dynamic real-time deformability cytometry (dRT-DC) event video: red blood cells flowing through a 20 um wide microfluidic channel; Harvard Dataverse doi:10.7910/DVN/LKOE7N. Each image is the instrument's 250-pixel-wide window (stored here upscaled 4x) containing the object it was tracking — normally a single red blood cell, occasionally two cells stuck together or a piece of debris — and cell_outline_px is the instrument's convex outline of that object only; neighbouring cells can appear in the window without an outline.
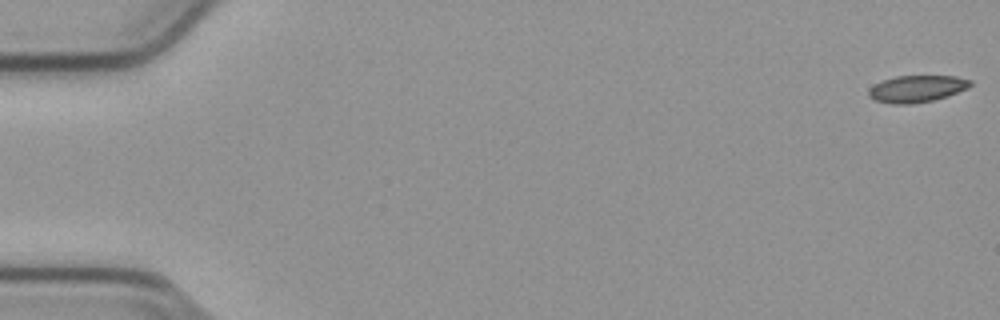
{"species": "common noctule bat (a hibernating species)", "species_latin": "Nyctalus noctula", "temperature_condition": "cold", "stored_images_in_passage": 56, "camera_frame_rate_fps": 3000, "um_per_image_px": 0.085, "animal": {"sex": "male", "body_mass_g": 23.1, "forearm_length_mm": 52.7}, "frame": {"image": 1, "passage_image": 1, "time_ms": 0.0, "image_size_px": [1000, 320], "cell_outline_px": [[972, 84], [968, 88], [948, 96], [932, 100], [912, 104], [892, 104], [876, 100], [868, 96], [868, 92], [876, 84], [884, 80], [896, 76], [956, 76], [972, 80]], "centroid_in_image_um": [77.97, 7.54], "position_along_channel_um": 7.0, "area_um2": 15.78}}
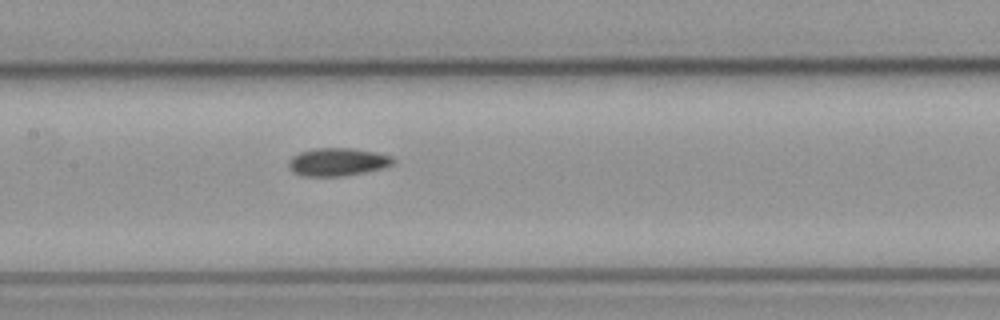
{"frame": {"image": 2, "passage_image": 27, "time_ms": 8.667, "image_size_px": [1000, 320], "cell_outline_px": [[396, 160], [392, 164], [380, 168], [364, 172], [344, 176], [304, 176], [292, 172], [288, 168], [288, 160], [292, 156], [300, 152], [312, 148], [352, 148], [376, 152], [392, 156]], "centroid_in_image_um": [28.65, 13.76], "position_along_channel_um": 178.7, "area_um2": 17.11}}
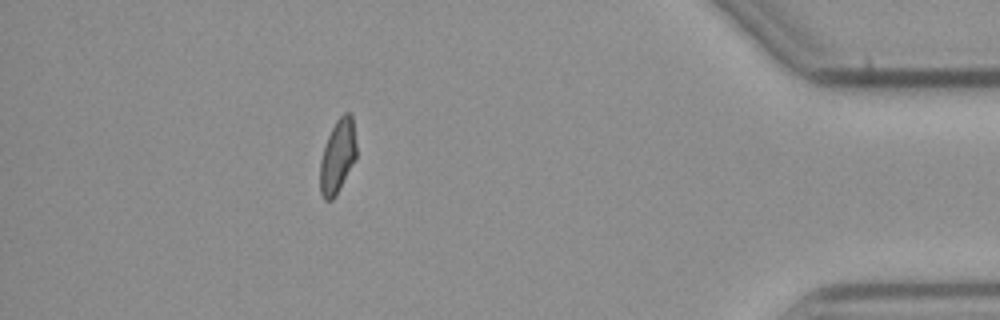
{"frame": {"image": 3, "passage_image": 49, "time_ms": 16.0, "image_size_px": [1000, 320], "cell_outline_px": [[356, 160], [336, 196], [332, 200], [324, 200], [320, 192], [320, 160], [328, 136], [336, 120], [344, 112], [348, 112], [352, 116], [356, 144]], "centroid_in_image_um": [28.7, 13.32], "position_along_channel_um": 406.5, "area_um2": 15.72}}